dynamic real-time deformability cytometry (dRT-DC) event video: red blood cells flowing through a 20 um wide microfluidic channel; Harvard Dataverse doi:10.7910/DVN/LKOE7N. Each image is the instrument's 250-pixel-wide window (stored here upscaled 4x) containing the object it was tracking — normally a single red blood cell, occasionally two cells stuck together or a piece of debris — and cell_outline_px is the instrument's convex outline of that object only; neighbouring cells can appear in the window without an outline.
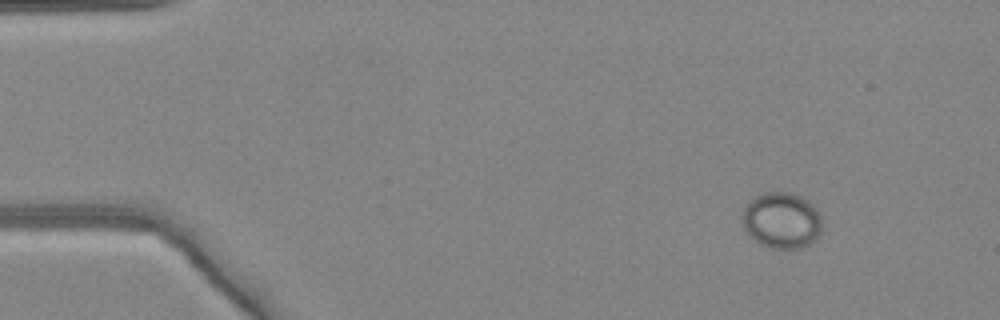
{"species": "common noctule bat (a hibernating species)", "species_latin": "Nyctalus noctula", "temperature_condition": "warm", "stored_images_in_passage": 44, "camera_frame_rate_fps": 3000, "um_per_image_px": 0.085, "animal": {"sex": "female", "body_mass_g": 24.6, "forearm_length_mm": 56.2}, "frame": {"image": 1, "passage_image": 1, "time_ms": 0.0, "image_size_px": [1000, 320], "cell_outline_px": [[820, 232], [816, 240], [800, 248], [788, 252], [772, 248], [760, 244], [752, 240], [748, 236], [744, 228], [744, 204], [748, 200], [764, 192], [792, 192], [808, 200], [816, 208], [820, 216]], "centroid_in_image_um": [66.43, 18.76], "position_along_channel_um": 18.6, "area_um2": 26.59}}
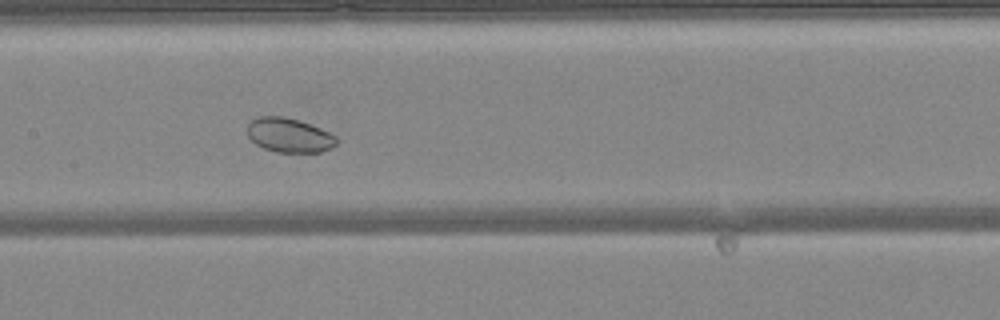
{"frame": {"image": 2, "passage_image": 20, "time_ms": 6.333, "image_size_px": [1000, 320], "cell_outline_px": [[336, 144], [332, 148], [320, 152], [276, 152], [264, 148], [256, 144], [248, 136], [248, 124], [256, 116], [284, 116], [300, 120], [320, 128], [336, 136]], "centroid_in_image_um": [24.57, 11.48], "position_along_channel_um": 182.8, "area_um2": 17.86}}
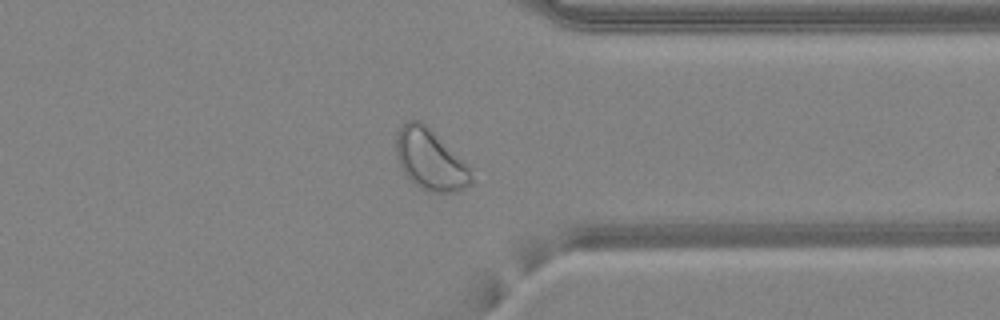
{"frame": {"image": 3, "passage_image": 34, "time_ms": 11.0, "image_size_px": [1000, 320], "cell_outline_px": [[472, 184], [464, 188], [452, 192], [428, 192], [420, 188], [404, 172], [396, 156], [396, 136], [400, 128], [408, 120], [420, 120], [468, 164], [472, 180]], "centroid_in_image_um": [36.57, 13.58], "position_along_channel_um": 374.8, "area_um2": 26.18}}